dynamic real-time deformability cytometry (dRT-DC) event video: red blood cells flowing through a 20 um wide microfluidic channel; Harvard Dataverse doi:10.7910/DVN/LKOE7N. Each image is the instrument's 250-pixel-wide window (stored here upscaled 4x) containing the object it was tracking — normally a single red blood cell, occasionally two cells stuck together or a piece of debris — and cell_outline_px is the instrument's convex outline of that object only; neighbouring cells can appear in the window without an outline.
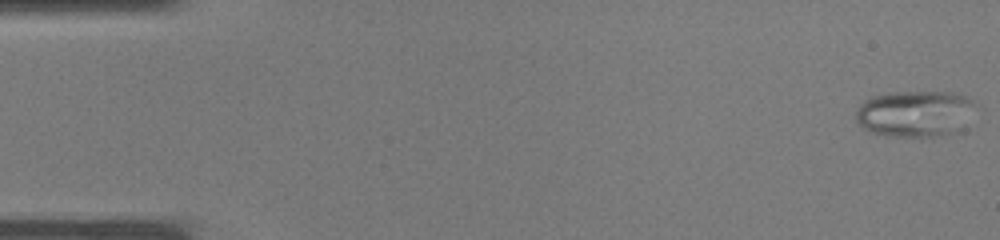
{"species": "common noctule bat (a hibernating species)", "species_latin": "Nyctalus noctula", "temperature_condition": "warm", "stored_images_in_passage": 37, "camera_frame_rate_fps": 3000, "um_per_image_px": 0.085, "animal": {"sex": "male", "body_mass_g": 19.0, "forearm_length_mm": 50.8}, "frame": {"image": 1, "passage_image": 1, "time_ms": 0.0, "image_size_px": [1000, 240], "cell_outline_px": [[972, 104], [964, 128], [960, 132], [936, 136], [888, 136], [872, 132], [864, 128], [856, 120], [856, 112], [860, 104], [872, 96], [896, 92], [960, 92], [968, 96], [972, 100]], "centroid_in_image_um": [77.78, 9.65], "position_along_channel_um": 7.2, "area_um2": 32.14}}
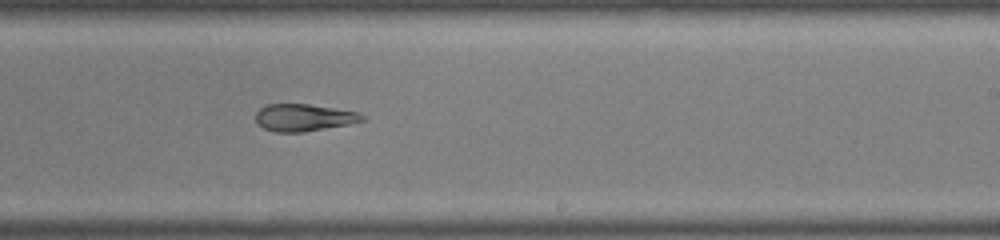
{"frame": {"image": 2, "passage_image": 23, "time_ms": 7.333, "image_size_px": [1000, 240], "cell_outline_px": [[368, 120], [348, 124], [304, 132], [276, 132], [264, 128], [256, 120], [256, 112], [260, 108], [268, 104], [308, 104], [356, 112], [364, 116]], "centroid_in_image_um": [25.83, 9.99], "position_along_channel_um": 263.2, "area_um2": 16.65}}
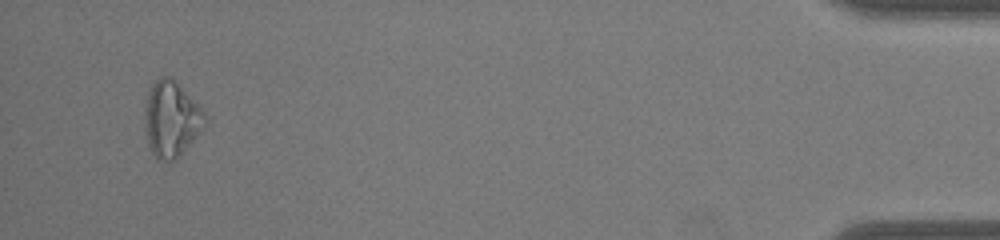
{"frame": {"image": 3, "passage_image": 36, "time_ms": 11.667, "image_size_px": [1000, 240], "cell_outline_px": [[204, 128], [172, 160], [156, 160], [148, 144], [148, 92], [152, 84], [160, 76], [168, 76], [176, 80], [180, 84], [204, 112]], "centroid_in_image_um": [14.59, 10.07], "position_along_channel_um": 420.6, "area_um2": 25.14}}